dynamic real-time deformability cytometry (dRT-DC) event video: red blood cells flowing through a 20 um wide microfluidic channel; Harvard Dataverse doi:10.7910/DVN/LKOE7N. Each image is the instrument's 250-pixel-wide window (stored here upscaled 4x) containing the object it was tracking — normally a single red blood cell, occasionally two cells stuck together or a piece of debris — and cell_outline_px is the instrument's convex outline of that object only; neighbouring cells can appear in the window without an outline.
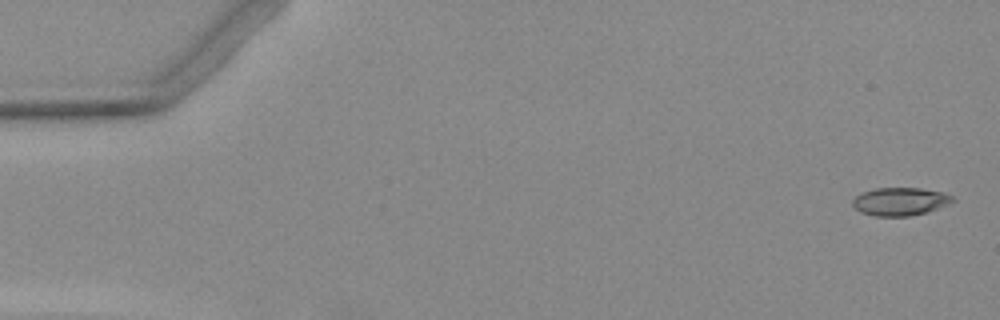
{"species": "Egyptian fruit bat (a non-hibernating species)", "species_latin": "Rousettus aegyptiacus", "temperature_condition": "warm", "stored_images_in_passage": 6, "camera_frame_rate_fps": 3000, "um_per_image_px": 0.085, "animal": {"sex": "female"}, "frame": {"image": 1, "passage_image": 1, "time_ms": 0.0, "image_size_px": [1000, 320], "cell_outline_px": [[956, 200], [948, 204], [928, 212], [908, 216], [876, 216], [860, 212], [852, 204], [852, 200], [860, 192], [876, 188], [920, 188], [944, 192], [952, 196]], "centroid_in_image_um": [76.51, 17.12], "position_along_channel_um": 8.5, "area_um2": 16.42}}
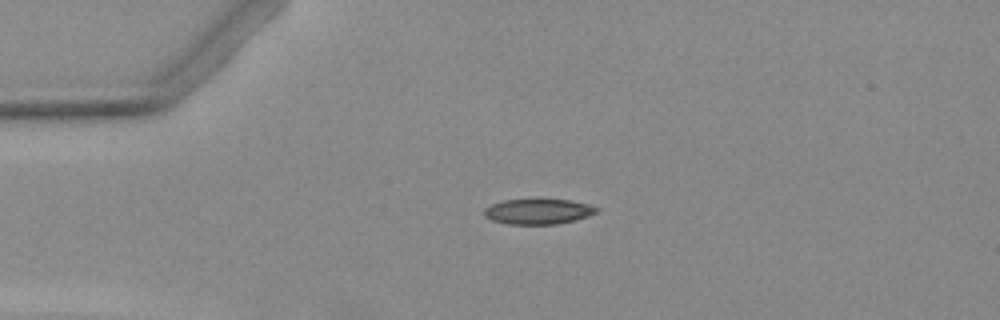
{"frame": {"image": 2, "passage_image": 4, "time_ms": 3.667, "image_size_px": [1000, 320], "cell_outline_px": [[600, 208], [596, 212], [588, 216], [576, 220], [556, 224], [508, 224], [492, 220], [484, 216], [484, 208], [492, 204], [504, 200], [568, 200], [588, 204]], "centroid_in_image_um": [45.74, 17.99], "position_along_channel_um": 39.3, "area_um2": 16.42}}
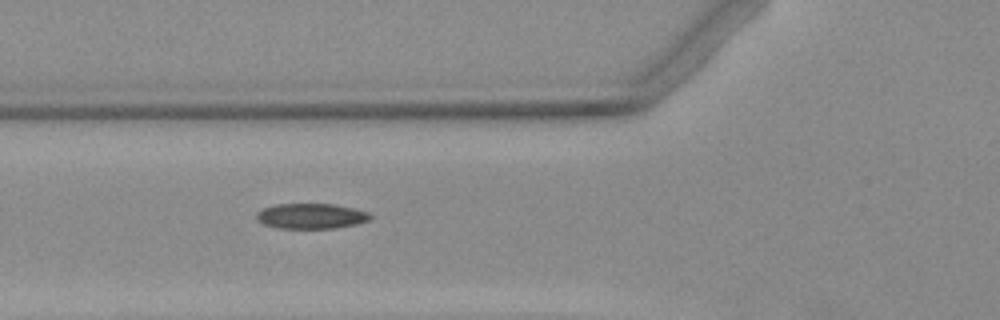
{"frame": {"image": 3, "passage_image": 6, "time_ms": 6.0, "image_size_px": [1000, 320], "cell_outline_px": [[372, 220], [356, 224], [336, 228], [280, 228], [264, 224], [256, 220], [256, 212], [264, 208], [276, 204], [336, 204], [356, 208], [368, 212], [372, 216]], "centroid_in_image_um": [26.48, 18.36], "position_along_channel_um": 99.3, "area_um2": 16.94}}